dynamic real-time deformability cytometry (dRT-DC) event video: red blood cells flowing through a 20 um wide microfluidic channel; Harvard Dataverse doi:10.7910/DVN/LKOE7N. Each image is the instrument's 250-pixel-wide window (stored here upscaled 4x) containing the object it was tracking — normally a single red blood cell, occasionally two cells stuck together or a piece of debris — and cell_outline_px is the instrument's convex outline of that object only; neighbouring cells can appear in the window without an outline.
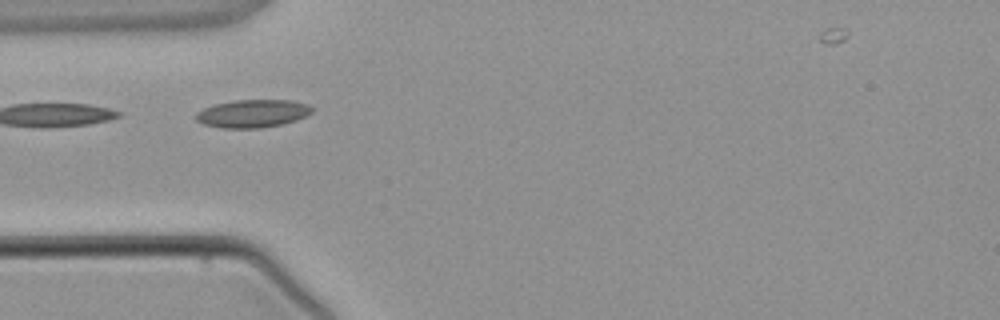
{"species": "common noctule bat (a hibernating species)", "species_latin": "Nyctalus noctula", "temperature_condition": "warm", "stored_images_in_passage": 3, "camera_frame_rate_fps": 3000, "um_per_image_px": 0.085, "animal": {"sex": "male", "body_mass_g": 21.5, "forearm_length_mm": 52.0}, "frame": {"image": 1, "passage_image": 3, "time_ms": 2.333, "image_size_px": [1000, 320], "cell_outline_px": [[312, 112], [296, 120], [280, 124], [260, 128], [220, 128], [204, 124], [196, 120], [196, 112], [204, 108], [216, 104], [236, 100], [292, 100], [308, 104], [312, 108]], "centroid_in_image_um": [21.46, 9.65], "position_along_channel_um": 63.5, "area_um2": 18.73}}